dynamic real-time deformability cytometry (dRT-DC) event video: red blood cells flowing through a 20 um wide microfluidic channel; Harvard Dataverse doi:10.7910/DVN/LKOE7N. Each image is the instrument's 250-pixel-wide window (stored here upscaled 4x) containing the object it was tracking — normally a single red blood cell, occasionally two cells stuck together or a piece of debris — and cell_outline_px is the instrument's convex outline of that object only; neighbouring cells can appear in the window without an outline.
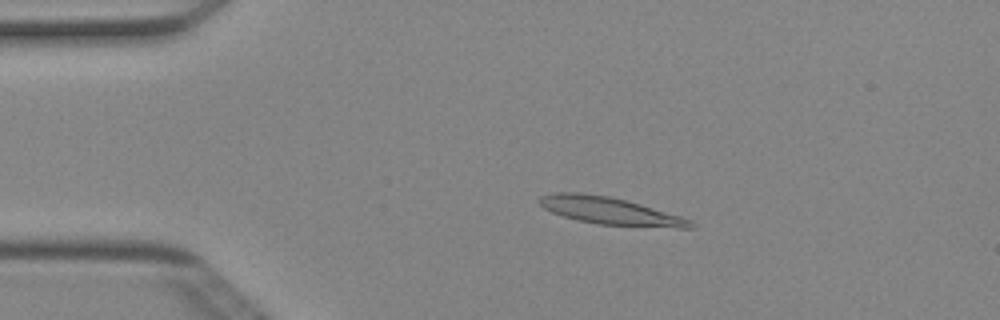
{"species": "Egyptian fruit bat (a non-hibernating species)", "species_latin": "Rousettus aegyptiacus", "temperature_condition": "cold", "stored_images_in_passage": 50, "camera_frame_rate_fps": 3000, "um_per_image_px": 0.085, "animal": {"sex": "female"}, "frame": {"image": 1, "passage_image": 10, "time_ms": 3.0, "image_size_px": [1000, 320], "cell_outline_px": [[696, 224], [692, 228], [676, 228], [600, 224], [576, 220], [552, 212], [544, 208], [536, 200], [540, 196], [552, 192], [580, 192], [608, 196], [640, 204], [680, 216], [692, 220]], "centroid_in_image_um": [51.83, 17.92], "position_along_channel_um": 33.2, "area_um2": 23.99}}
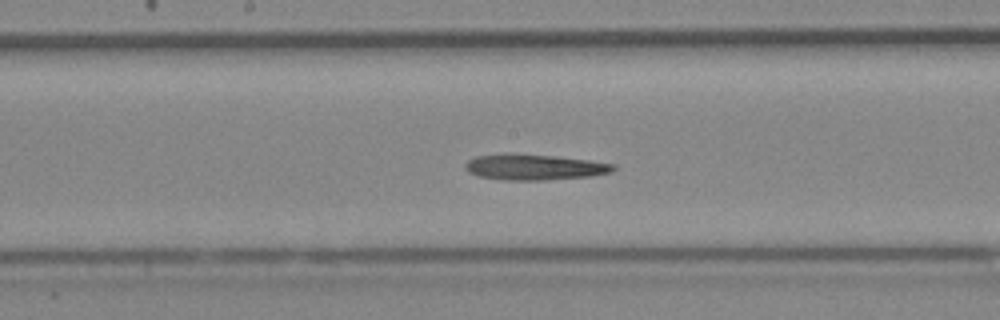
{"frame": {"image": 2, "passage_image": 26, "time_ms": 8.333, "image_size_px": [1000, 320], "cell_outline_px": [[616, 168], [612, 172], [592, 176], [544, 180], [504, 180], [476, 176], [468, 172], [464, 168], [464, 164], [468, 160], [476, 156], [556, 156], [588, 160], [616, 164]], "centroid_in_image_um": [45.48, 14.25], "position_along_channel_um": 202.7, "area_um2": 21.5}}
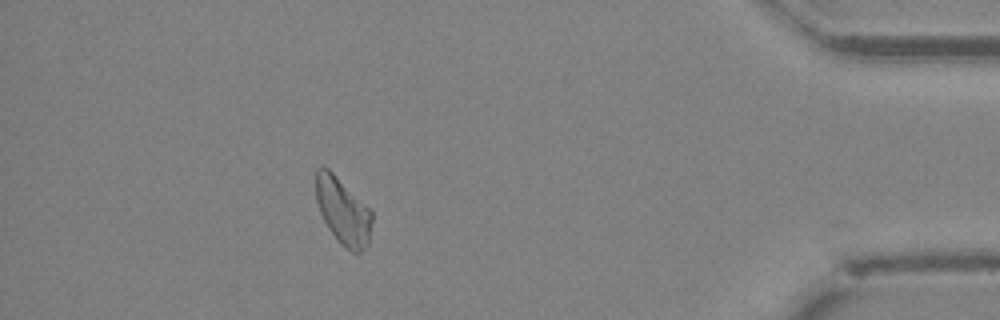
{"frame": {"image": 3, "passage_image": 45, "time_ms": 14.667, "image_size_px": [1000, 320], "cell_outline_px": [[372, 220], [368, 244], [360, 252], [352, 252], [340, 244], [328, 228], [320, 212], [316, 200], [316, 168], [328, 168], [372, 212]], "centroid_in_image_um": [29.14, 17.98], "position_along_channel_um": 406.1, "area_um2": 21.27}}